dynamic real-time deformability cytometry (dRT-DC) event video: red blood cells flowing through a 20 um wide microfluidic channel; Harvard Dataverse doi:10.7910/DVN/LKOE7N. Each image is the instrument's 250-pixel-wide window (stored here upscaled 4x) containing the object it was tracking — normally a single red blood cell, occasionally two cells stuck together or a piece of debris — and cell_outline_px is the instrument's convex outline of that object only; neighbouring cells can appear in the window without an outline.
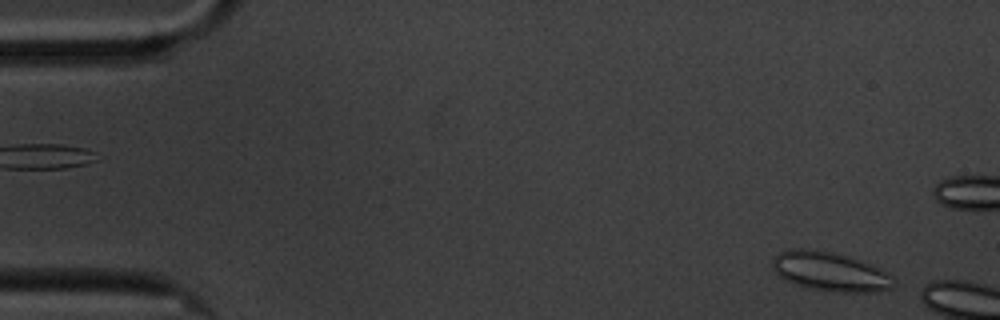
{"species": "common noctule bat (a hibernating species)", "species_latin": "Nyctalus noctula", "temperature_condition": "cold", "stored_images_in_passage": 7, "camera_frame_rate_fps": 3000, "um_per_image_px": 0.085, "animal": {"sex": "male", "body_mass_g": 20.1, "forearm_length_mm": 53.5}, "frame": {"image": 1, "passage_image": 2, "time_ms": 0.333, "image_size_px": [1000, 320], "cell_outline_px": [[896, 284], [892, 288], [876, 292], [840, 292], [808, 288], [784, 280], [772, 268], [772, 260], [780, 252], [796, 248], [804, 248], [832, 252], [860, 260], [880, 268], [892, 276], [896, 280]], "centroid_in_image_um": [70.59, 23.09], "position_along_channel_um": 14.4, "area_um2": 27.63}}